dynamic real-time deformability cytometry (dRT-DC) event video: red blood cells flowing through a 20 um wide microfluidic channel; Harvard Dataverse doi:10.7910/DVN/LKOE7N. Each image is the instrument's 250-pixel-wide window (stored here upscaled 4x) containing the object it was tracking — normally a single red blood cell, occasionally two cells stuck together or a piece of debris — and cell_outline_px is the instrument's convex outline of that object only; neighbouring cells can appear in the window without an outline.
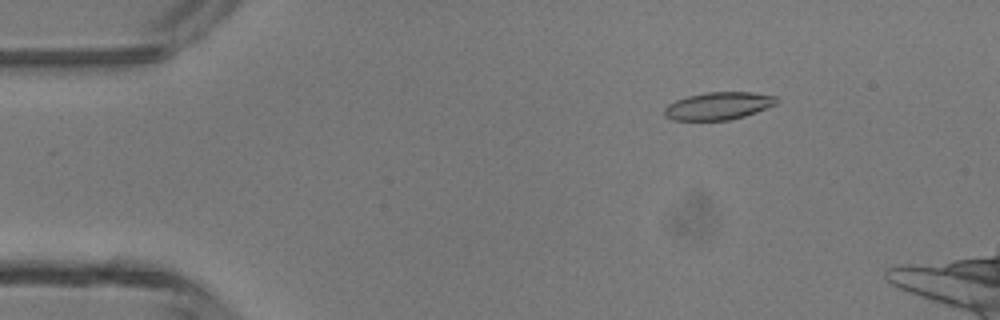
{"species": "common noctule bat (a hibernating species)", "species_latin": "Nyctalus noctula", "temperature_condition": "room temperature", "stored_images_in_passage": 5, "camera_frame_rate_fps": 3000, "um_per_image_px": 0.085, "animal": {"sex": "male", "body_mass_g": 13.3}, "frame": {"image": 1, "passage_image": 2, "time_ms": 1.333, "image_size_px": [1000, 320], "cell_outline_px": [[776, 104], [756, 112], [744, 116], [728, 120], [672, 120], [664, 116], [664, 108], [668, 104], [676, 100], [688, 96], [708, 92], [748, 92], [776, 96]], "centroid_in_image_um": [61.02, 9.0], "position_along_channel_um": 24.0, "area_um2": 17.86}}
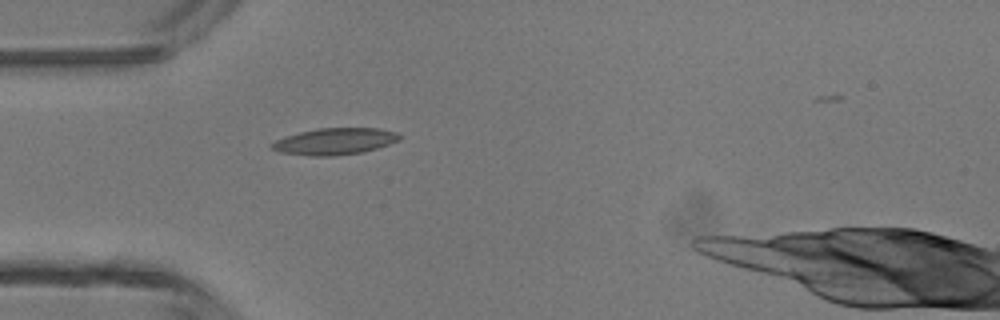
{"frame": {"image": 2, "passage_image": 4, "time_ms": 3.667, "image_size_px": [1000, 320], "cell_outline_px": [[400, 140], [376, 148], [360, 152], [332, 156], [312, 156], [280, 152], [272, 148], [272, 144], [276, 140], [300, 132], [316, 128], [376, 128], [400, 132]], "centroid_in_image_um": [28.49, 12.0], "position_along_channel_um": 56.5, "area_um2": 19.54}}